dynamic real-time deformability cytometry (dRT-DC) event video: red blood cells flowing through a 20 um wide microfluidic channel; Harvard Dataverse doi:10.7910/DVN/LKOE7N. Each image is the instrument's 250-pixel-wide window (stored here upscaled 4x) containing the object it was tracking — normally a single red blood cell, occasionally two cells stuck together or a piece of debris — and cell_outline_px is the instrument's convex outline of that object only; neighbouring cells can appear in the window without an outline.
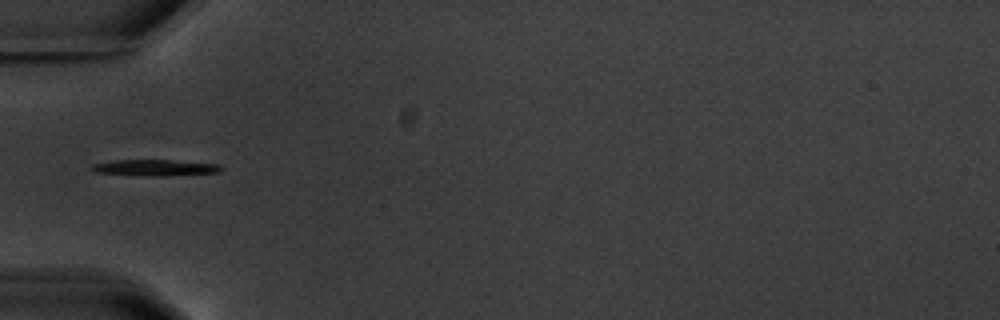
{"species": "common noctule bat (a hibernating species)", "species_latin": "Nyctalus noctula", "temperature_condition": "warm", "stored_images_in_passage": 2, "camera_frame_rate_fps": 3000, "um_per_image_px": 0.085, "animal": {"sex": "male", "body_mass_g": 20.1, "forearm_length_mm": 53.5}, "frame": {"image": 1, "passage_image": 1, "time_ms": 0.0, "image_size_px": [1000, 320], "cell_outline_px": [[224, 168], [220, 172], [164, 176], [140, 176], [92, 172], [92, 164], [116, 160], [172, 160], [220, 164]], "centroid_in_image_um": [13.19, 14.26], "position_along_channel_um": 71.8, "area_um2": 12.37}}
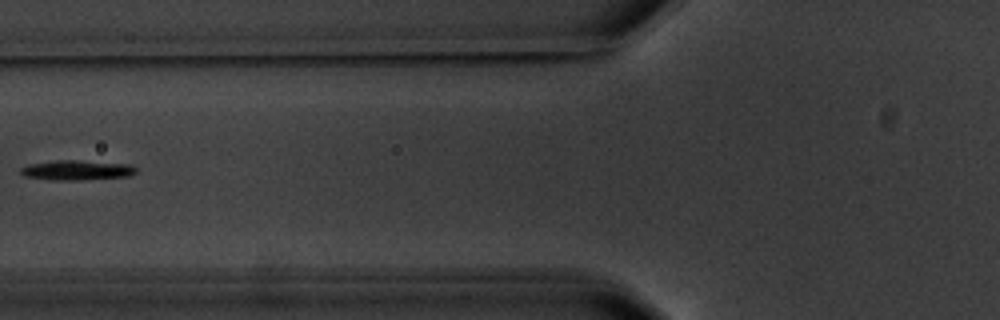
{"frame": {"image": 2, "passage_image": 2, "time_ms": 1.333, "image_size_px": [1000, 320], "cell_outline_px": [[136, 172], [128, 176], [80, 180], [52, 180], [24, 176], [20, 172], [20, 168], [28, 164], [56, 160], [76, 160], [132, 164], [136, 168]], "centroid_in_image_um": [6.52, 14.46], "position_along_channel_um": 119.3, "area_um2": 13.41}}